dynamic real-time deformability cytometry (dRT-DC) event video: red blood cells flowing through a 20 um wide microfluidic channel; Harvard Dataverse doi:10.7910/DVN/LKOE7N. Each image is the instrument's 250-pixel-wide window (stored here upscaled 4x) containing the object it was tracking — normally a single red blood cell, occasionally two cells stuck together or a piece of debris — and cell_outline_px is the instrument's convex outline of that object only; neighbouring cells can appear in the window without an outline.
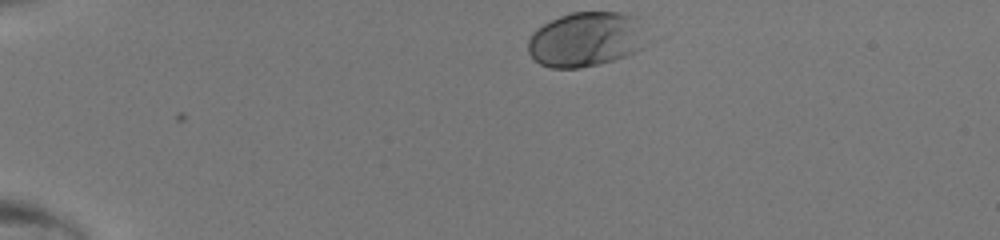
{"species": "human", "species_latin": "Homo sapiens", "temperature_condition": "room temperature", "stored_images_in_passage": 38, "camera_frame_rate_fps": 3000, "um_per_image_px": 0.085, "donor": {"sex": "male"}, "frame": {"image": 1, "passage_image": 1, "time_ms": 0.0, "image_size_px": [1000, 240], "cell_outline_px": [[640, 16], [632, 52], [624, 56], [600, 64], [580, 68], [552, 68], [540, 64], [528, 52], [528, 40], [532, 32], [544, 24], [560, 16], [572, 12], [620, 12]], "centroid_in_image_um": [49.62, 3.34], "position_along_channel_um": 35.4, "area_um2": 36.36}}
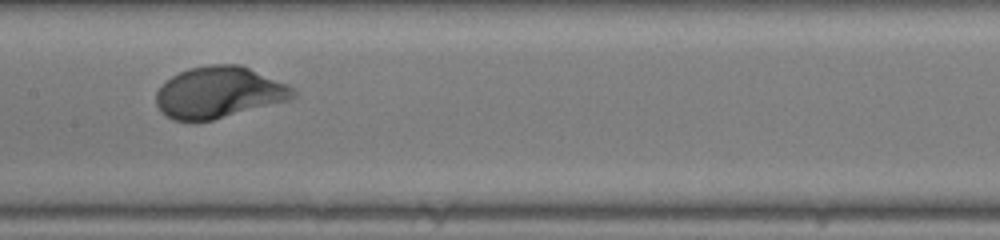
{"frame": {"image": 2, "passage_image": 17, "time_ms": 5.333, "image_size_px": [1000, 240], "cell_outline_px": [[296, 96], [288, 100], [212, 120], [172, 120], [156, 104], [156, 92], [172, 76], [180, 72], [192, 68], [212, 64], [240, 64], [288, 84], [296, 92]], "centroid_in_image_um": [18.64, 7.84], "position_along_channel_um": 188.8, "area_um2": 40.4}}
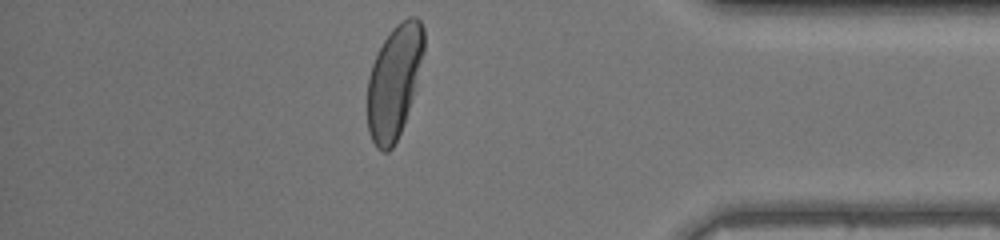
{"frame": {"image": 3, "passage_image": 33, "time_ms": 10.667, "image_size_px": [1000, 240], "cell_outline_px": [[424, 52], [412, 96], [404, 124], [392, 148], [388, 152], [384, 152], [376, 148], [368, 132], [368, 76], [372, 64], [384, 40], [392, 28], [400, 20], [408, 16], [416, 16], [420, 20], [424, 28]], "centroid_in_image_um": [33.5, 6.91], "position_along_channel_um": 401.7, "area_um2": 36.99}}